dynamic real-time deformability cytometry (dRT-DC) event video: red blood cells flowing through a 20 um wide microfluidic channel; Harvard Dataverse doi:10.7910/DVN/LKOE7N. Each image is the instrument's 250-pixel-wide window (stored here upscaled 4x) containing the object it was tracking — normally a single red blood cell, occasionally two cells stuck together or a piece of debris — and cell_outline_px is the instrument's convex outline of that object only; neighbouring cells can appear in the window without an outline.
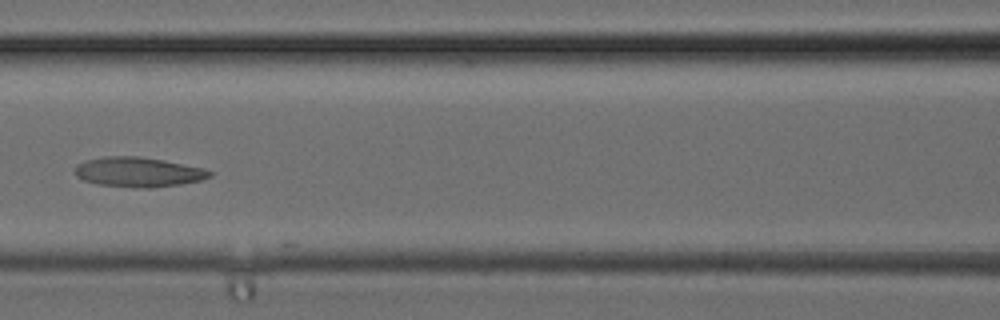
{"species": "common noctule bat (a hibernating species)", "species_latin": "Nyctalus noctula", "temperature_condition": "cold", "stored_images_in_passage": 20, "camera_frame_rate_fps": 3000, "um_per_image_px": 0.085, "animal": {"sex": "female", "body_mass_g": 24.6, "forearm_length_mm": 56.2}, "frame": {"image": 1, "passage_image": 16, "time_ms": 5.0, "image_size_px": [1000, 320], "cell_outline_px": [[212, 176], [200, 180], [180, 184], [152, 188], [144, 188], [96, 184], [84, 180], [76, 176], [76, 164], [84, 160], [104, 156], [140, 156], [164, 160], [204, 168], [212, 172]], "centroid_in_image_um": [11.74, 14.61], "position_along_channel_um": 154.9, "area_um2": 23.41}}